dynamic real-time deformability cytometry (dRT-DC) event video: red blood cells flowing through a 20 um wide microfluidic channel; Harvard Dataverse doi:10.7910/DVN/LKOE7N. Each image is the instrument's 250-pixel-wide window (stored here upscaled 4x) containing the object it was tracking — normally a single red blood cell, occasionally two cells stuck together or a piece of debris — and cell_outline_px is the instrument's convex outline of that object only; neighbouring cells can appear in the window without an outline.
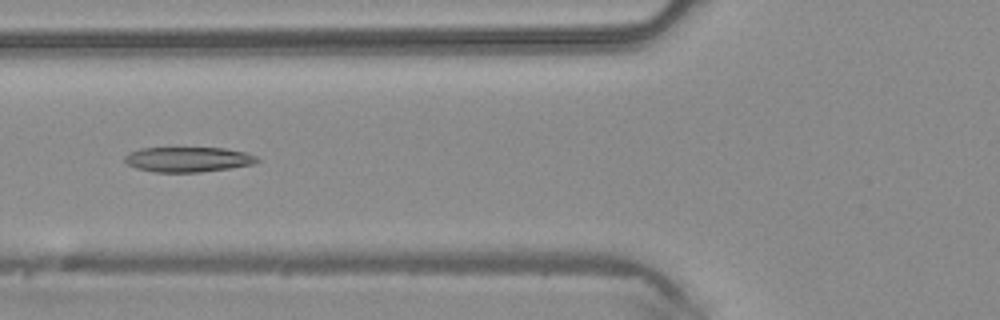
{"species": "common noctule bat (a hibernating species)", "species_latin": "Nyctalus noctula", "temperature_condition": "warm", "stored_images_in_passage": 15, "camera_frame_rate_fps": 3000, "um_per_image_px": 0.085, "animal": {"sex": "male", "body_mass_g": 20.4}, "frame": {"image": 1, "passage_image": 7, "time_ms": 2.0, "image_size_px": [1000, 320], "cell_outline_px": [[260, 160], [252, 164], [228, 168], [200, 172], [156, 172], [136, 168], [128, 164], [124, 160], [124, 156], [128, 152], [140, 148], [224, 148], [244, 152], [256, 156]], "centroid_in_image_um": [15.94, 13.54], "position_along_channel_um": 109.9, "area_um2": 19.19}}
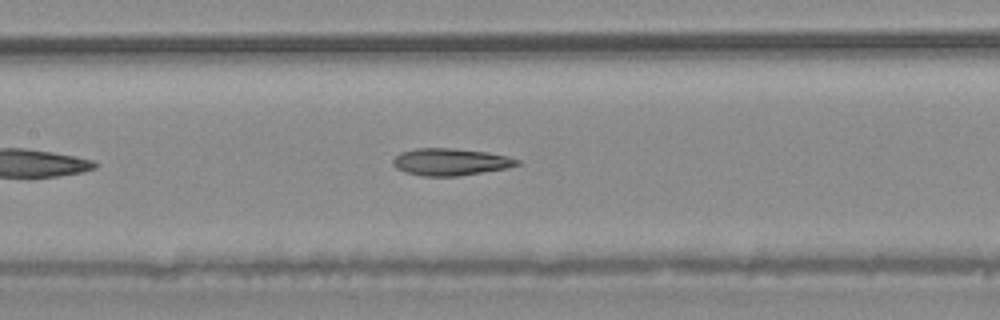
{"frame": {"image": 2, "passage_image": 11, "time_ms": 3.333, "image_size_px": [1000, 320], "cell_outline_px": [[520, 164], [508, 168], [460, 176], [424, 176], [404, 172], [396, 168], [392, 164], [392, 160], [400, 152], [416, 148], [452, 148], [488, 152], [508, 156], [520, 160]], "centroid_in_image_um": [38.29, 13.76], "position_along_channel_um": 169.1, "area_um2": 19.77}}